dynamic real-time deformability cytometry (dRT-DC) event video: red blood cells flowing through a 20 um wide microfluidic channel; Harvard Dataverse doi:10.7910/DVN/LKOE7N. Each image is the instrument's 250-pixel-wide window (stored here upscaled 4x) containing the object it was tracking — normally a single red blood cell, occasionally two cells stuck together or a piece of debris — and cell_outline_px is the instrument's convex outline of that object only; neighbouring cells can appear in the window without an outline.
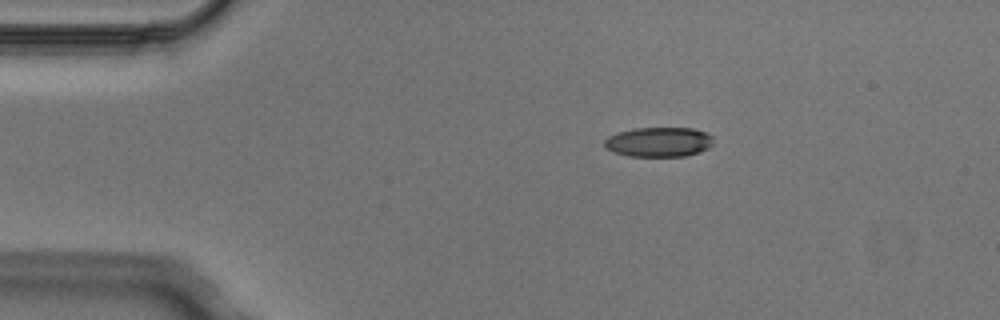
{"species": "Egyptian fruit bat (a non-hibernating species)", "species_latin": "Rousettus aegyptiacus", "temperature_condition": "cold", "stored_images_in_passage": 6, "camera_frame_rate_fps": 3000, "um_per_image_px": 0.085, "animal": {"sex": "male"}, "frame": {"image": 1, "passage_image": 1, "time_ms": 0.0, "image_size_px": [1000, 320], "cell_outline_px": [[712, 144], [708, 148], [700, 152], [684, 156], [628, 156], [612, 152], [604, 148], [604, 140], [608, 136], [632, 128], [692, 128], [704, 132], [712, 136]], "centroid_in_image_um": [55.96, 12.07], "position_along_channel_um": 29.0, "area_um2": 18.9}}
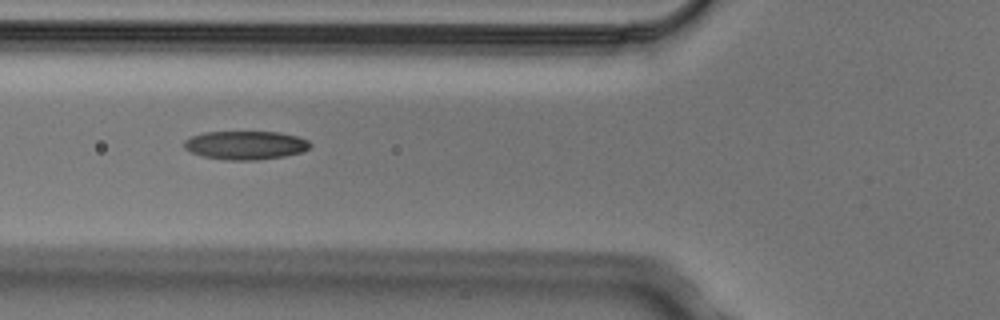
{"frame": {"image": 2, "passage_image": 4, "time_ms": 1.0, "image_size_px": [1000, 320], "cell_outline_px": [[312, 144], [304, 152], [284, 156], [256, 160], [228, 160], [204, 156], [192, 152], [184, 148], [184, 140], [192, 136], [204, 132], [280, 132], [296, 136], [308, 140]], "centroid_in_image_um": [20.89, 12.34], "position_along_channel_um": 104.9, "area_um2": 20.92}}
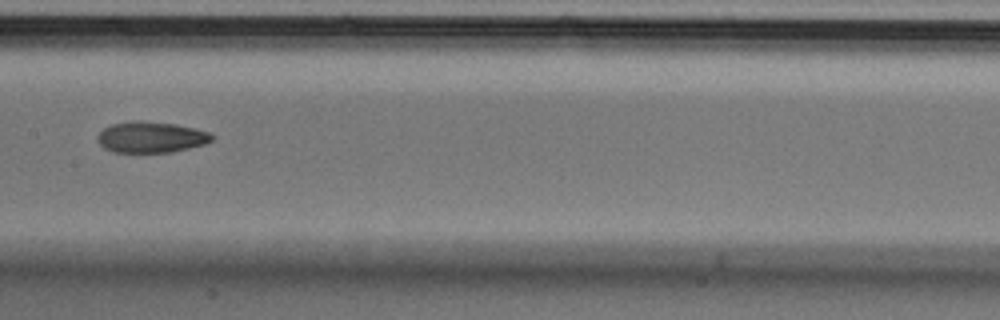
{"frame": {"image": 3, "passage_image": 6, "time_ms": 1.667, "image_size_px": [1000, 320], "cell_outline_px": [[216, 136], [212, 140], [204, 144], [188, 148], [168, 152], [112, 152], [104, 148], [96, 140], [96, 136], [104, 128], [112, 124], [136, 120], [140, 120], [176, 124], [196, 128], [208, 132]], "centroid_in_image_um": [12.83, 11.65], "position_along_channel_um": 194.6, "area_um2": 20.75}}